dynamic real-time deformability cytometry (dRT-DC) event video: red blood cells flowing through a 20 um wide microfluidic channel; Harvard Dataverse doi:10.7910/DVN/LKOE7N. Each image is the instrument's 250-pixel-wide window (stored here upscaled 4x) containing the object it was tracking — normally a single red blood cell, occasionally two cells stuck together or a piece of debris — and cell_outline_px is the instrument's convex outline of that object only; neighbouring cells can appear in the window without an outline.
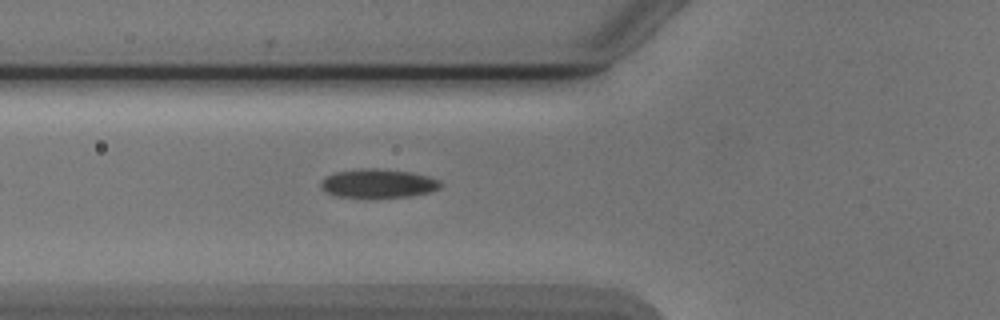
{"species": "Egyptian fruit bat (a non-hibernating species)", "species_latin": "Rousettus aegyptiacus", "temperature_condition": "cold", "stored_images_in_passage": 2, "camera_frame_rate_fps": 3000, "um_per_image_px": 0.085, "animal": {"sex": "male"}, "frame": {"image": 1, "passage_image": 2, "time_ms": 1.333, "image_size_px": [1000, 320], "cell_outline_px": [[444, 184], [440, 188], [428, 192], [412, 196], [336, 196], [320, 188], [320, 180], [336, 172], [356, 168], [380, 168], [412, 172], [428, 176], [440, 180]], "centroid_in_image_um": [32.17, 15.56], "position_along_channel_um": 93.6, "area_um2": 19.94}}